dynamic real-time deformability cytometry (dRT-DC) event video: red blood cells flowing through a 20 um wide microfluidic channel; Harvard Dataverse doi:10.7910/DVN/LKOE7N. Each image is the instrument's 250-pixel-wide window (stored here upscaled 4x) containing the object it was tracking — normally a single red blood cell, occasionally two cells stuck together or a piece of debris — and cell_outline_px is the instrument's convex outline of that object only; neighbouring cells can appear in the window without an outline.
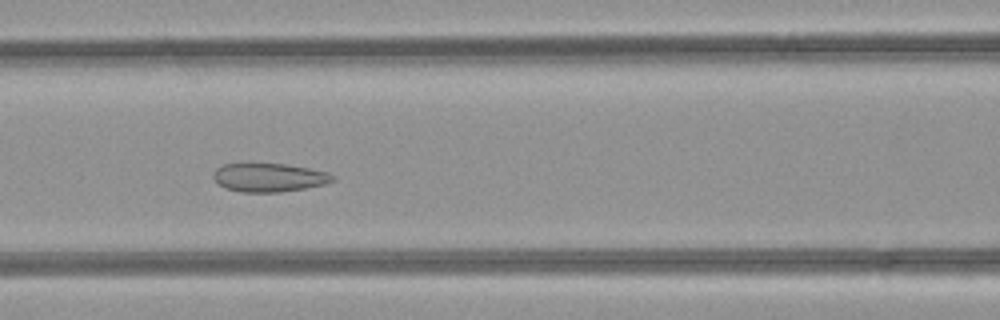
{"species": "common noctule bat (a hibernating species)", "species_latin": "Nyctalus noctula", "temperature_condition": "room temperature", "stored_images_in_passage": 50, "camera_frame_rate_fps": 3000, "um_per_image_px": 0.085, "animal": {"sex": "female", "body_mass_g": 21.9}, "frame": {"image": 1, "passage_image": 22, "time_ms": 7.0, "image_size_px": [1000, 320], "cell_outline_px": [[336, 180], [324, 184], [304, 188], [280, 192], [240, 192], [224, 188], [212, 176], [212, 172], [216, 168], [224, 164], [284, 164], [308, 168], [328, 172], [336, 176]], "centroid_in_image_um": [22.87, 15.09], "position_along_channel_um": 143.7, "area_um2": 19.83}}
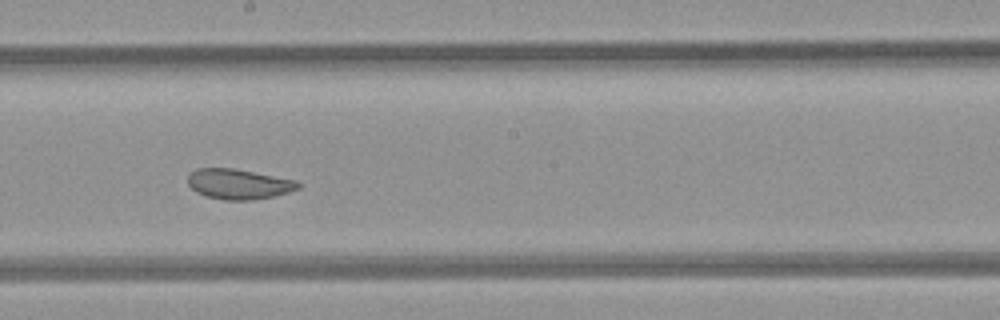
{"frame": {"image": 2, "passage_image": 28, "time_ms": 9.0, "image_size_px": [1000, 320], "cell_outline_px": [[304, 184], [300, 188], [288, 192], [272, 196], [252, 200], [224, 200], [208, 196], [196, 192], [188, 184], [188, 176], [196, 168], [232, 168], [296, 180]], "centroid_in_image_um": [20.31, 15.64], "position_along_channel_um": 227.9, "area_um2": 19.31}}
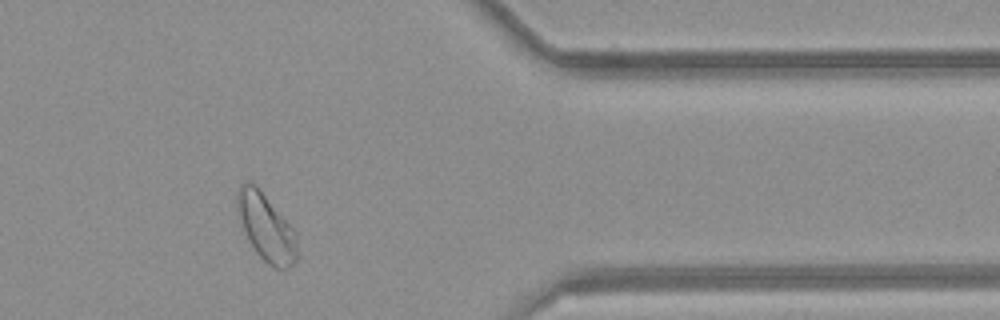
{"frame": {"image": 3, "passage_image": 41, "time_ms": 13.333, "image_size_px": [1000, 320], "cell_outline_px": [[296, 260], [288, 268], [276, 268], [268, 264], [256, 252], [248, 240], [236, 208], [236, 192], [240, 184], [244, 180], [248, 180], [256, 184], [296, 232]], "centroid_in_image_um": [22.58, 19.27], "position_along_channel_um": 388.8, "area_um2": 23.35}, "authors_computed_cell_mechanics": {"area_um2": 24.9118, "velocity_mm_per_s": 4.2264, "shape_relaxation_time_tau1_ms": null, "shape_relaxation_time_tau2_ms": 0.9188, "deformation_change_tau1": null, "deformation_change_tau2": 0.06}}